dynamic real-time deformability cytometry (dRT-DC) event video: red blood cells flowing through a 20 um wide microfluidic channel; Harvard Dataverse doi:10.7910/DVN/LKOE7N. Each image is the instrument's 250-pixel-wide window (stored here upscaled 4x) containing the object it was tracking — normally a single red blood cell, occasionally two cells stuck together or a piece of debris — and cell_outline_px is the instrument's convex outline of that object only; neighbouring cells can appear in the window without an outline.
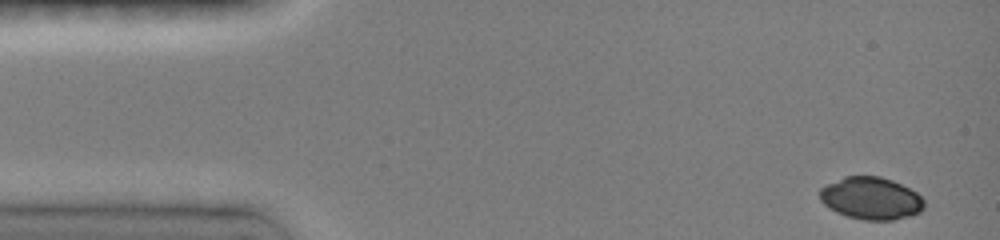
{"species": "common noctule bat (a hibernating species)", "species_latin": "Nyctalus noctula", "temperature_condition": "room temperature", "stored_images_in_passage": 8, "camera_frame_rate_fps": 3000, "um_per_image_px": 0.085, "animal": {"sex": "female", "body_mass_g": 19.0, "forearm_length_mm": 51.5}, "frame": {"image": 1, "passage_image": 1, "time_ms": 0.0, "image_size_px": [1000, 240], "cell_outline_px": [[924, 208], [920, 212], [908, 216], [892, 220], [864, 220], [848, 216], [836, 212], [828, 208], [820, 200], [820, 188], [844, 176], [880, 176], [892, 180], [916, 192], [924, 200]], "centroid_in_image_um": [74.03, 16.86], "position_along_channel_um": 11.0, "area_um2": 25.66}}
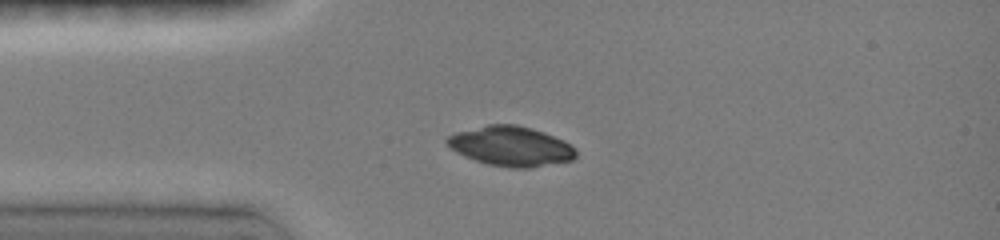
{"frame": {"image": 2, "passage_image": 7, "time_ms": 3.0, "image_size_px": [1000, 240], "cell_outline_px": [[576, 156], [572, 160], [532, 168], [512, 168], [488, 164], [464, 156], [456, 152], [444, 140], [448, 136], [456, 132], [488, 124], [516, 124], [544, 132], [564, 140], [576, 148]], "centroid_in_image_um": [43.44, 12.43], "position_along_channel_um": 41.6, "area_um2": 29.88}}